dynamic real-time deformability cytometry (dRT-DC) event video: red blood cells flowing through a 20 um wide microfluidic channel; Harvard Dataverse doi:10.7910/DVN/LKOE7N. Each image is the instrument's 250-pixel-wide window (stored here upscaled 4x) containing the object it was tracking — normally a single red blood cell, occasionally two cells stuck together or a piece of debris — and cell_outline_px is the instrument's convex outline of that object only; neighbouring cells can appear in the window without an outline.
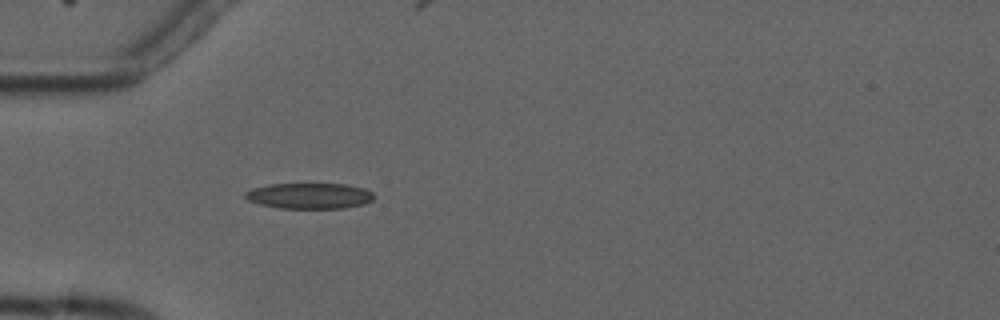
{"species": "common noctule bat (a hibernating species)", "species_latin": "Nyctalus noctula", "temperature_condition": "cold", "stored_images_in_passage": 4, "camera_frame_rate_fps": 3000, "um_per_image_px": 0.085, "animal": {"sex": "male", "forearm_length_mm": 52.5}, "frame": {"image": 1, "passage_image": 4, "time_ms": 3.667, "image_size_px": [1000, 320], "cell_outline_px": [[372, 200], [364, 204], [344, 208], [276, 208], [260, 204], [248, 200], [244, 196], [244, 192], [252, 188], [268, 184], [344, 184], [364, 188], [372, 192]], "centroid_in_image_um": [26.26, 16.64], "position_along_channel_um": 58.7, "area_um2": 19.31}}